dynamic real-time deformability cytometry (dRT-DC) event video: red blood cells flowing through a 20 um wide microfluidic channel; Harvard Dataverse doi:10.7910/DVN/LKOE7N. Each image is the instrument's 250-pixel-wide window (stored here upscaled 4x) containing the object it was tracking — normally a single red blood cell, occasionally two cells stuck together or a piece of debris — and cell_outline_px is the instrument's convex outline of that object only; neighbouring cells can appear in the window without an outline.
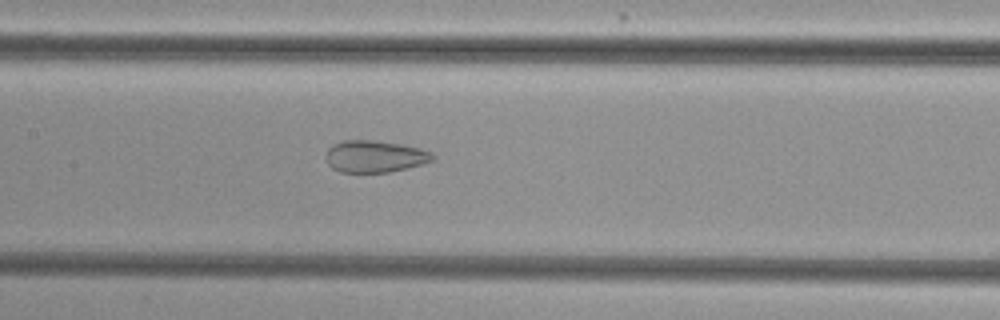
{"species": "common noctule bat (a hibernating species)", "species_latin": "Nyctalus noctula", "temperature_condition": "cold", "stored_images_in_passage": 39, "camera_frame_rate_fps": 3000, "um_per_image_px": 0.085, "animal": {"sex": "female", "body_mass_g": 29.2, "forearm_length_mm": 56.3}, "frame": {"image": 1, "passage_image": 12, "time_ms": 3.667, "image_size_px": [1000, 320], "cell_outline_px": [[432, 160], [408, 168], [388, 172], [340, 172], [332, 168], [328, 164], [328, 148], [344, 140], [372, 140], [400, 144], [420, 148], [432, 152]], "centroid_in_image_um": [31.86, 13.3], "position_along_channel_um": 175.5, "area_um2": 19.48}}
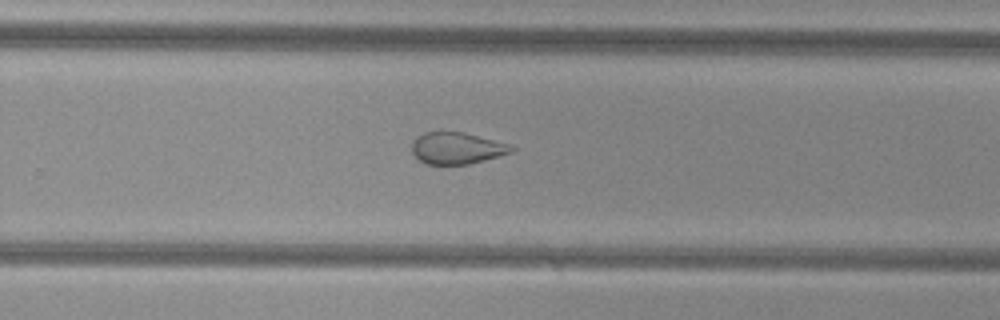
{"frame": {"image": 2, "passage_image": 21, "time_ms": 6.667, "image_size_px": [1000, 320], "cell_outline_px": [[516, 148], [512, 152], [484, 160], [468, 164], [428, 164], [420, 160], [412, 152], [412, 140], [416, 136], [424, 132], [464, 132], [508, 144]], "centroid_in_image_um": [38.8, 12.59], "position_along_channel_um": 291.0, "area_um2": 18.21}}
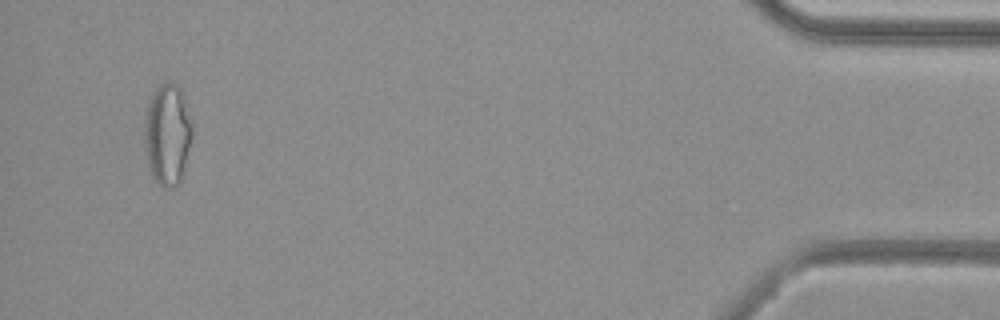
{"frame": {"image": 3, "passage_image": 37, "time_ms": 12.0, "image_size_px": [1000, 320], "cell_outline_px": [[192, 136], [184, 176], [180, 184], [172, 188], [164, 188], [152, 176], [148, 168], [144, 140], [144, 120], [148, 100], [152, 92], [160, 84], [172, 84], [180, 88], [184, 96], [192, 128]], "centroid_in_image_um": [14.23, 11.48], "position_along_channel_um": 421.0, "area_um2": 28.61}, "authors_computed_cell_mechanics": {"area_um2": 21.2704, "velocity_mm_per_s": 3.8565, "shape_relaxation_time_tau1_ms": null, "shape_relaxation_time_tau2_ms": 1.2881, "deformation_change_tau1": null, "deformation_change_tau2": 0.0827}}